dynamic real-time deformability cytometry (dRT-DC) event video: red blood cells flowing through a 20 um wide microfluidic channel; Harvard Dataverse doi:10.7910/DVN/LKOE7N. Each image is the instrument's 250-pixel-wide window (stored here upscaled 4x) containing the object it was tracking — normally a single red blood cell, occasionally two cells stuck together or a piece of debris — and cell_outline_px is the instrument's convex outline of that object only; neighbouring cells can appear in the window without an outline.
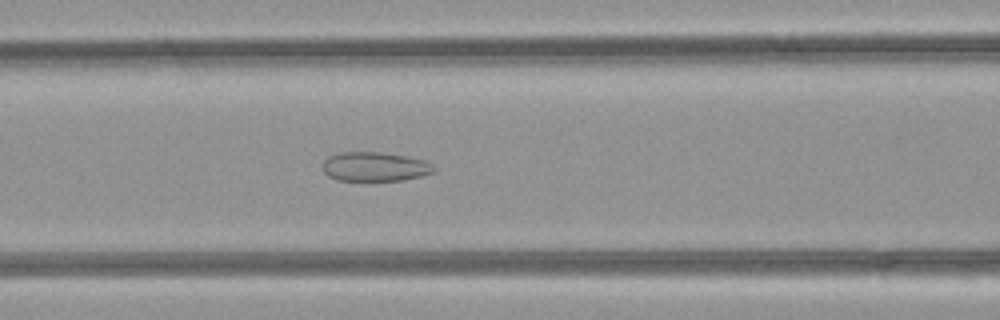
{"species": "common noctule bat (a hibernating species)", "species_latin": "Nyctalus noctula", "temperature_condition": "room temperature", "stored_images_in_passage": 28, "camera_frame_rate_fps": 3000, "um_per_image_px": 0.085, "animal": {"sex": "female", "body_mass_g": 21.9}, "frame": {"image": 1, "passage_image": 5, "time_ms": 1.333, "image_size_px": [1000, 320], "cell_outline_px": [[436, 168], [432, 172], [420, 176], [404, 180], [336, 180], [328, 176], [324, 172], [324, 160], [328, 156], [340, 152], [380, 152], [404, 156], [424, 160], [432, 164]], "centroid_in_image_um": [31.84, 14.16], "position_along_channel_um": 134.8, "area_um2": 18.79}}
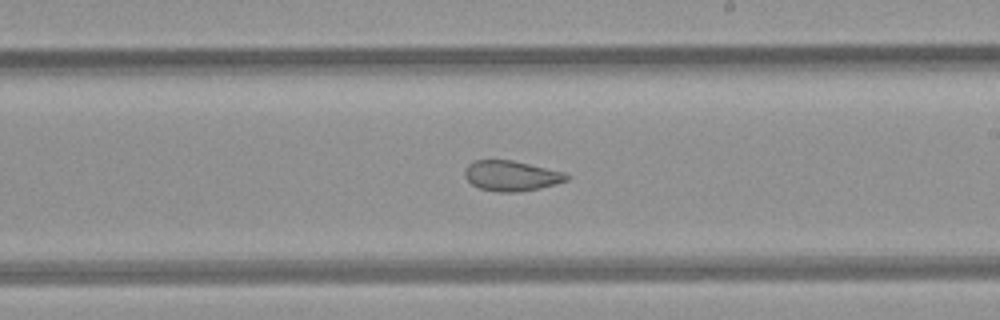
{"frame": {"image": 2, "passage_image": 13, "time_ms": 4.0, "image_size_px": [1000, 320], "cell_outline_px": [[572, 176], [568, 180], [556, 184], [540, 188], [516, 192], [496, 192], [480, 188], [472, 184], [464, 176], [464, 168], [472, 160], [512, 160], [564, 172]], "centroid_in_image_um": [43.46, 14.94], "position_along_channel_um": 245.5, "area_um2": 18.09}}
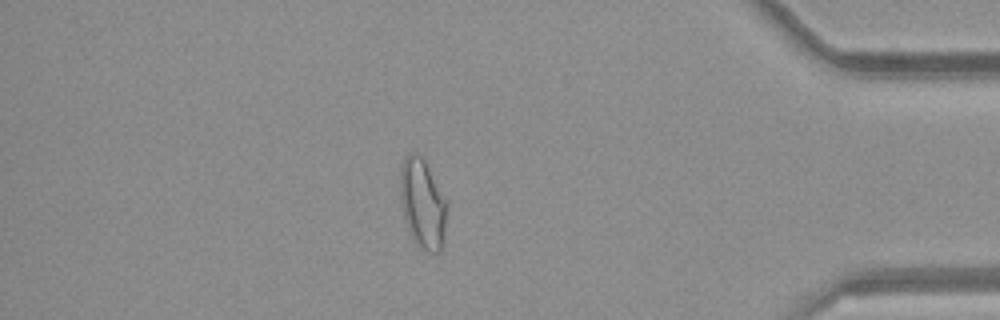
{"frame": {"image": 3, "passage_image": 27, "time_ms": 8.667, "image_size_px": [1000, 320], "cell_outline_px": [[444, 240], [440, 252], [428, 252], [416, 244], [408, 228], [404, 216], [400, 196], [400, 172], [404, 156], [412, 152], [416, 152], [424, 156], [444, 200]], "centroid_in_image_um": [35.87, 17.26], "position_along_channel_um": 399.3, "area_um2": 23.81}}